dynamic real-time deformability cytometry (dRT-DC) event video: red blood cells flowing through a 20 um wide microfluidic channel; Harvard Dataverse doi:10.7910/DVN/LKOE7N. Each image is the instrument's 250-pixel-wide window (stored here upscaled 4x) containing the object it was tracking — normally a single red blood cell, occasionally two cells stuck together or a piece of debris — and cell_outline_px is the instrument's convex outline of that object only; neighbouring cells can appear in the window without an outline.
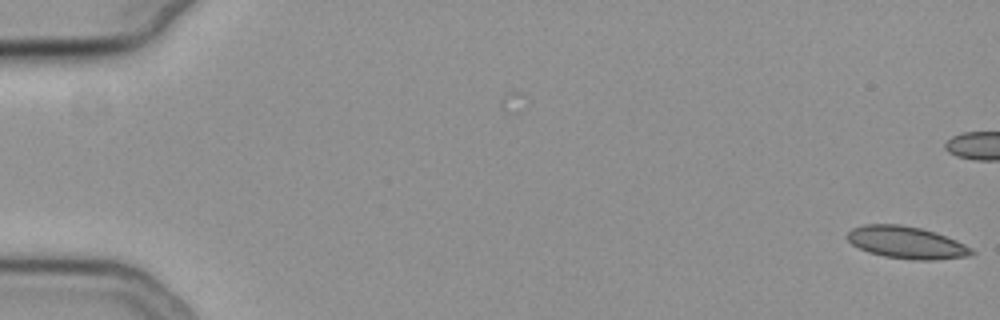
{"species": "common noctule bat (a hibernating species)", "species_latin": "Nyctalus noctula", "temperature_condition": "cold", "stored_images_in_passage": 58, "camera_frame_rate_fps": 3000, "um_per_image_px": 0.085, "animal": {"sex": "female", "body_mass_g": 19.3, "forearm_length_mm": 54.1}, "frame": {"image": 1, "passage_image": 1, "time_ms": 0.0, "image_size_px": [1000, 320], "cell_outline_px": [[976, 252], [968, 256], [936, 260], [912, 260], [884, 256], [868, 252], [852, 244], [848, 240], [848, 232], [852, 228], [864, 224], [900, 224], [920, 228], [936, 232], [956, 240], [972, 248]], "centroid_in_image_um": [77.07, 20.61], "position_along_channel_um": 7.9, "area_um2": 23.35}}
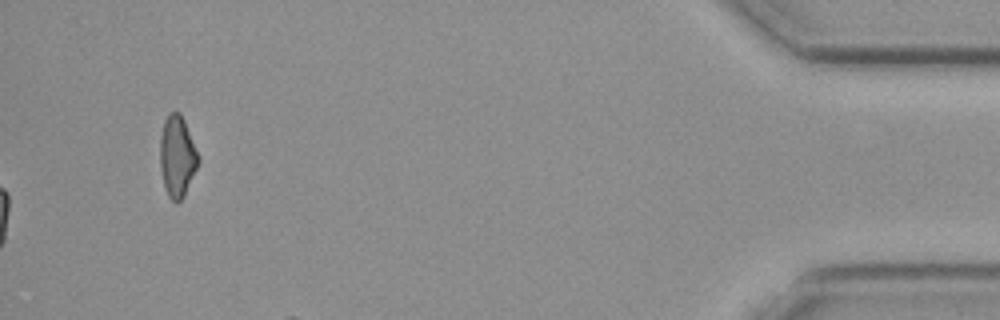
{"frame": {"image": 2, "passage_image": 58, "time_ms": 19.0, "image_size_px": [1000, 320], "cell_outline_px": [[200, 160], [184, 196], [176, 204], [168, 196], [164, 188], [160, 168], [160, 136], [164, 120], [168, 112], [180, 112], [184, 120], [200, 156]], "centroid_in_image_um": [15.05, 13.29], "position_along_channel_um": 420.1, "area_um2": 18.32}}